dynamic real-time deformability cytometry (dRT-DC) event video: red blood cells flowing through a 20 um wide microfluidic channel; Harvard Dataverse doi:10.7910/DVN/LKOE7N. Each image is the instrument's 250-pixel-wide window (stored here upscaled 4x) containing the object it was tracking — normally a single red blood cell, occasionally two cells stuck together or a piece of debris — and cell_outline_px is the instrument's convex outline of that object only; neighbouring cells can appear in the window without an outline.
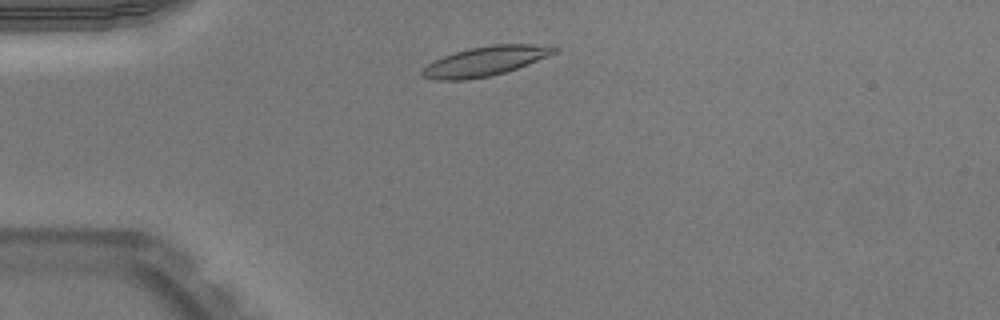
{"species": "Egyptian fruit bat (a non-hibernating species)", "species_latin": "Rousettus aegyptiacus", "temperature_condition": "warm", "stored_images_in_passage": 9, "camera_frame_rate_fps": 3000, "um_per_image_px": 0.085, "animal": {"sex": "male"}, "frame": {"image": 1, "passage_image": 4, "time_ms": 1.0, "image_size_px": [1000, 320], "cell_outline_px": [[560, 48], [556, 52], [548, 56], [528, 64], [492, 76], [464, 80], [436, 80], [420, 76], [420, 68], [444, 56], [468, 48], [492, 44], [532, 44]], "centroid_in_image_um": [41.2, 5.21], "position_along_channel_um": 43.8, "area_um2": 22.66}}